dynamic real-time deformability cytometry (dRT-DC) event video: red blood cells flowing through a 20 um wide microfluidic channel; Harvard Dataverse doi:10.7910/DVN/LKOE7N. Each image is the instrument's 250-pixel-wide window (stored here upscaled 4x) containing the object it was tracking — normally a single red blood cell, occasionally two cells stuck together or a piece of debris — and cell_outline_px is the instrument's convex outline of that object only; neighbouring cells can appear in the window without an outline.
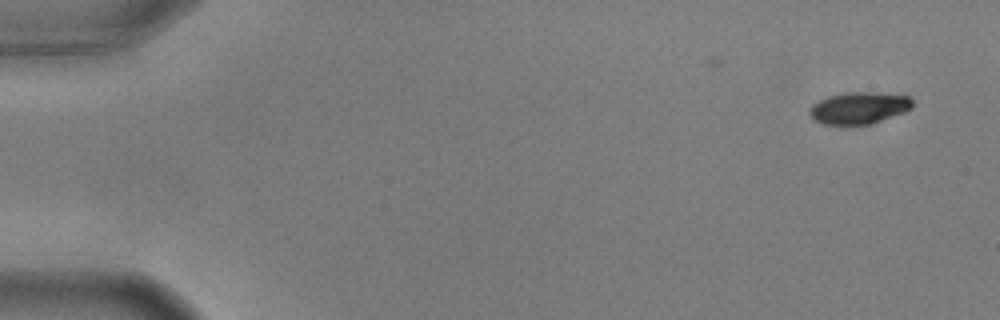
{"species": "common noctule bat (a hibernating species)", "species_latin": "Nyctalus noctula", "temperature_condition": "warm", "stored_images_in_passage": 11, "camera_frame_rate_fps": 3000, "um_per_image_px": 0.085, "animal": {"sex": "male", "body_mass_g": 17.9, "forearm_length_mm": 54.2}, "frame": {"image": 1, "passage_image": 1, "time_ms": 0.0, "image_size_px": [1000, 320], "cell_outline_px": [[912, 108], [904, 112], [868, 124], [824, 124], [816, 120], [808, 112], [812, 104], [828, 96], [844, 92], [880, 92], [908, 96], [912, 100]], "centroid_in_image_um": [73.02, 9.15], "position_along_channel_um": 12.0, "area_um2": 18.9}}